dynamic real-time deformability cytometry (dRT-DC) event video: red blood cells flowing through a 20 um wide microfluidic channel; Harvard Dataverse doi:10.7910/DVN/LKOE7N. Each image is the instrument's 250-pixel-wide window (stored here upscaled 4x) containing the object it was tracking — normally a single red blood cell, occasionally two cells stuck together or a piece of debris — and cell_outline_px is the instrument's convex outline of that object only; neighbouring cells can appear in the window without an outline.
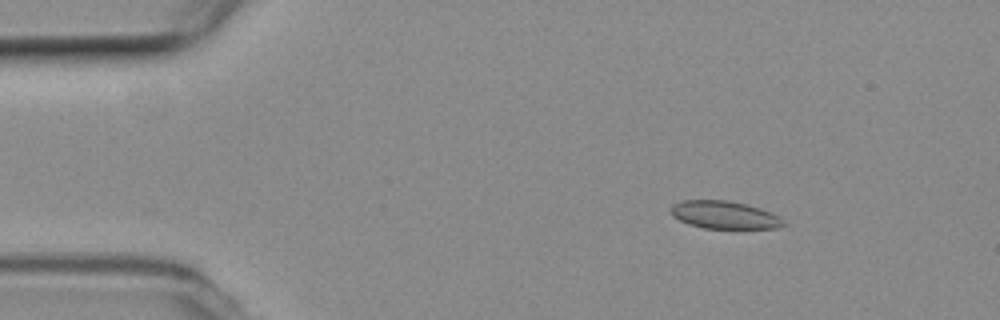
{"species": "common noctule bat (a hibernating species)", "species_latin": "Nyctalus noctula", "temperature_condition": "room temperature", "stored_images_in_passage": 56, "segment_of_instrument_passage": [1, 2], "camera_frame_rate_fps": 3000, "um_per_image_px": 0.085, "animal": {"sex": "female", "body_mass_g": 19.3, "forearm_length_mm": 54.1}, "frame": {"image": 1, "passage_image": 8, "time_ms": 2.333, "image_size_px": [1000, 320], "cell_outline_px": [[784, 224], [776, 228], [704, 228], [688, 224], [672, 216], [672, 204], [684, 200], [728, 200], [760, 208], [780, 216], [784, 220]], "centroid_in_image_um": [61.57, 18.26], "position_along_channel_um": 23.4, "area_um2": 18.03}}
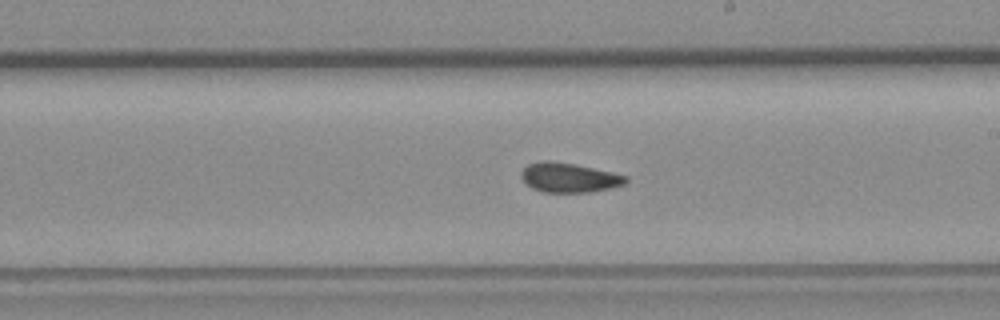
{"frame": {"image": 2, "passage_image": 31, "time_ms": 10.0, "image_size_px": [1000, 320], "cell_outline_px": [[628, 184], [588, 192], [544, 192], [532, 188], [520, 176], [520, 172], [528, 164], [548, 160], [572, 164], [592, 168], [628, 176]], "centroid_in_image_um": [48.38, 15.1], "position_along_channel_um": 240.6, "area_um2": 17.69}}
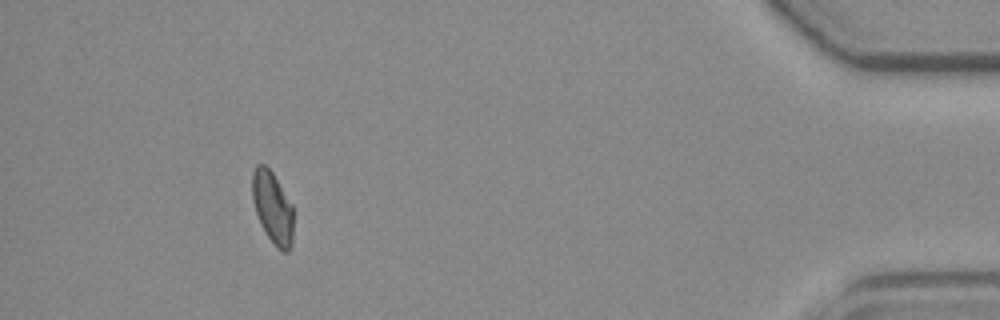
{"frame": {"image": 3, "passage_image": 50, "time_ms": 16.333, "image_size_px": [1000, 320], "cell_outline_px": [[292, 244], [288, 252], [284, 252], [276, 248], [264, 232], [260, 224], [252, 200], [252, 172], [256, 164], [264, 164], [272, 172], [292, 204]], "centroid_in_image_um": [23.15, 17.65], "position_along_channel_um": 412.1, "area_um2": 17.34}}